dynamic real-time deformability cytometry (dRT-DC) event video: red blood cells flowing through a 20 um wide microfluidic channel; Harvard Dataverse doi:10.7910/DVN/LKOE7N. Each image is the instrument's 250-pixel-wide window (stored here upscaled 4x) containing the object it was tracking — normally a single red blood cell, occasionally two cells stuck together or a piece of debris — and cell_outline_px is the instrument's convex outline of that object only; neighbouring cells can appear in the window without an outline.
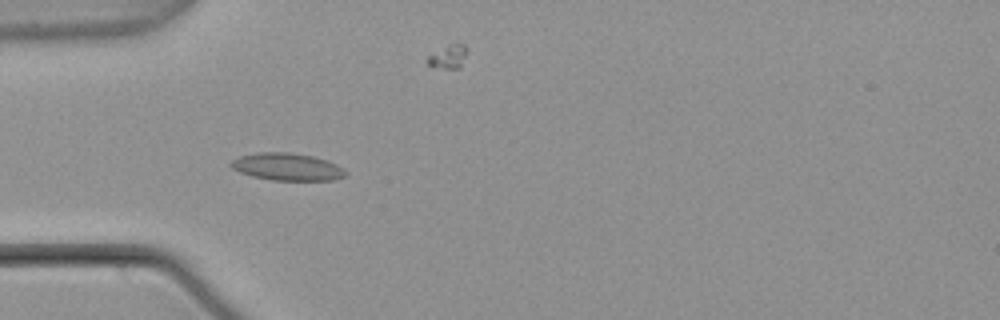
{"species": "common noctule bat (a hibernating species)", "species_latin": "Nyctalus noctula", "temperature_condition": "warm", "stored_images_in_passage": 55, "camera_frame_rate_fps": 3000, "um_per_image_px": 0.085, "animal": {"sex": "male", "body_mass_g": 21.5, "forearm_length_mm": 52.0}, "frame": {"image": 1, "passage_image": 17, "time_ms": 5.333, "image_size_px": [1000, 320], "cell_outline_px": [[348, 176], [336, 180], [272, 180], [252, 176], [240, 172], [232, 168], [228, 164], [232, 160], [240, 156], [260, 152], [288, 152], [312, 156], [336, 164], [344, 168], [348, 172]], "centroid_in_image_um": [24.44, 14.19], "position_along_channel_um": 60.6, "area_um2": 18.32}}
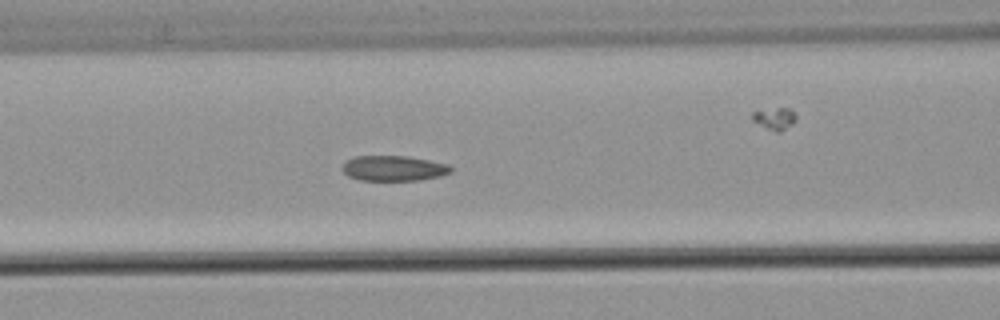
{"frame": {"image": 2, "passage_image": 23, "time_ms": 7.333, "image_size_px": [1000, 320], "cell_outline_px": [[452, 172], [440, 176], [420, 180], [360, 180], [348, 176], [340, 168], [348, 160], [356, 156], [408, 156], [448, 164], [452, 168]], "centroid_in_image_um": [33.47, 14.3], "position_along_channel_um": 133.1, "area_um2": 15.95}}
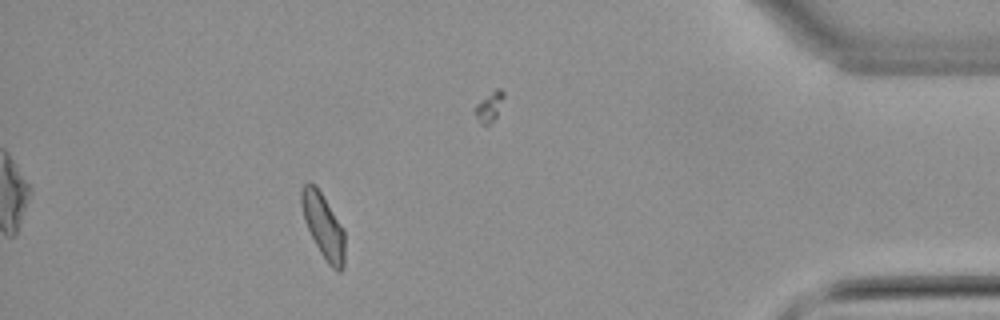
{"frame": {"image": 3, "passage_image": 49, "time_ms": 16.0, "image_size_px": [1000, 320], "cell_outline_px": [[344, 268], [340, 272], [336, 272], [328, 264], [320, 252], [304, 220], [300, 204], [300, 192], [304, 184], [312, 184], [320, 192], [344, 228]], "centroid_in_image_um": [27.49, 19.25], "position_along_channel_um": 407.7, "area_um2": 16.13}, "authors_computed_cell_mechanics": {"area_um2": 16.5308, "velocity_mm_per_s": 3.7806, "shape_relaxation_time_tau1_ms": null, "shape_relaxation_time_tau2_ms": 2.7206, "deformation_change_tau1": null, "deformation_change_tau2": 0.0673}}